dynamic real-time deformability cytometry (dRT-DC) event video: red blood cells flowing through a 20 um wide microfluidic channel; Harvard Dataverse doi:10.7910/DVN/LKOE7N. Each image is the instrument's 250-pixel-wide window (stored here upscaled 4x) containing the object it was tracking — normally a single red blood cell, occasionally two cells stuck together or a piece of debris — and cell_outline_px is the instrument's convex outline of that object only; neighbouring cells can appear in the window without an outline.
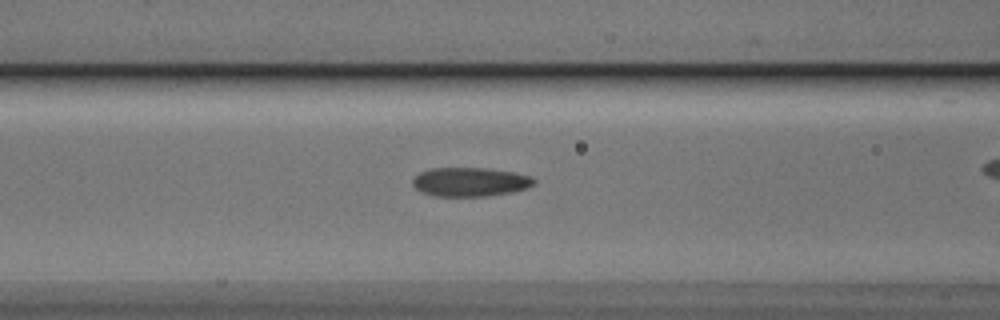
{"species": "Egyptian fruit bat (a non-hibernating species)", "species_latin": "Rousettus aegyptiacus", "temperature_condition": "cold", "stored_images_in_passage": 29, "camera_frame_rate_fps": 3000, "um_per_image_px": 0.085, "animal": {"sex": "male"}, "frame": {"image": 1, "passage_image": 8, "time_ms": 2.333, "image_size_px": [1000, 320], "cell_outline_px": [[536, 184], [528, 188], [512, 192], [488, 196], [432, 196], [420, 192], [412, 184], [412, 180], [420, 172], [428, 168], [488, 168], [512, 172], [532, 176], [536, 180]], "centroid_in_image_um": [39.97, 15.46], "position_along_channel_um": 126.6, "area_um2": 20.75}}
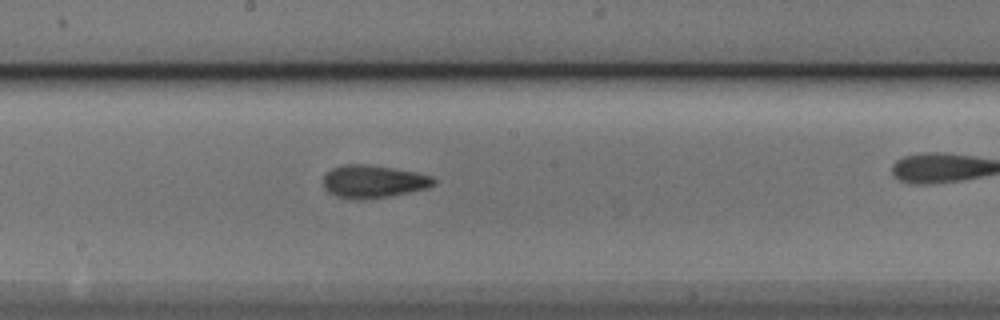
{"frame": {"image": 2, "passage_image": 15, "time_ms": 4.667, "image_size_px": [1000, 320], "cell_outline_px": [[436, 184], [428, 188], [392, 196], [364, 200], [352, 200], [336, 196], [328, 192], [324, 188], [320, 180], [324, 172], [332, 168], [344, 164], [368, 164], [416, 172], [432, 176], [436, 180]], "centroid_in_image_um": [31.68, 15.44], "position_along_channel_um": 216.5, "area_um2": 21.73}}
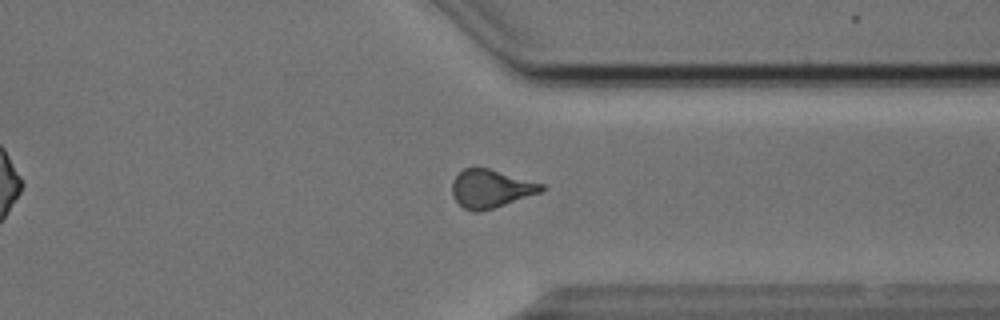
{"frame": {"image": 3, "passage_image": 27, "time_ms": 8.667, "image_size_px": [1000, 320], "cell_outline_px": [[548, 188], [540, 192], [480, 212], [472, 212], [464, 208], [452, 196], [452, 180], [464, 168], [488, 168], [544, 184]], "centroid_in_image_um": [41.7, 16.03], "position_along_channel_um": 369.7, "area_um2": 19.65}}